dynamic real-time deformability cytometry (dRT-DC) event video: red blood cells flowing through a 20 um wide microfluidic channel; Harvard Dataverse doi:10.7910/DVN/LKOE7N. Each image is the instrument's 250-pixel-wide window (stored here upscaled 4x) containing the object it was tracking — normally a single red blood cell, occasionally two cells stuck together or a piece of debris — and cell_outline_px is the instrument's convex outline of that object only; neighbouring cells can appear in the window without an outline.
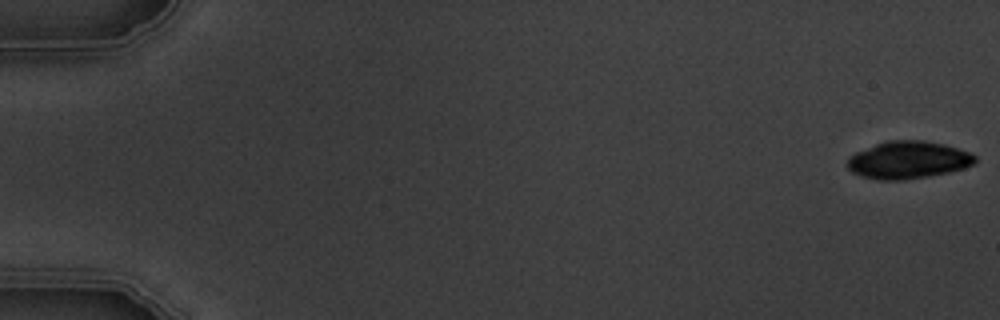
{"species": "common noctule bat (a hibernating species)", "species_latin": "Nyctalus noctula", "temperature_condition": "warm", "stored_images_in_passage": 6, "camera_frame_rate_fps": 3000, "um_per_image_px": 0.085, "animal": {"sex": "male", "body_mass_g": 19.5, "forearm_length_mm": 54.6}, "frame": {"image": 1, "passage_image": 1, "time_ms": 0.0, "image_size_px": [1000, 320], "cell_outline_px": [[976, 160], [972, 164], [964, 168], [948, 172], [928, 176], [904, 180], [876, 180], [860, 176], [852, 172], [844, 164], [848, 156], [856, 152], [876, 144], [888, 140], [924, 140], [944, 144], [968, 152], [976, 156]], "centroid_in_image_um": [77.13, 13.6], "position_along_channel_um": 7.9, "area_um2": 27.98}}